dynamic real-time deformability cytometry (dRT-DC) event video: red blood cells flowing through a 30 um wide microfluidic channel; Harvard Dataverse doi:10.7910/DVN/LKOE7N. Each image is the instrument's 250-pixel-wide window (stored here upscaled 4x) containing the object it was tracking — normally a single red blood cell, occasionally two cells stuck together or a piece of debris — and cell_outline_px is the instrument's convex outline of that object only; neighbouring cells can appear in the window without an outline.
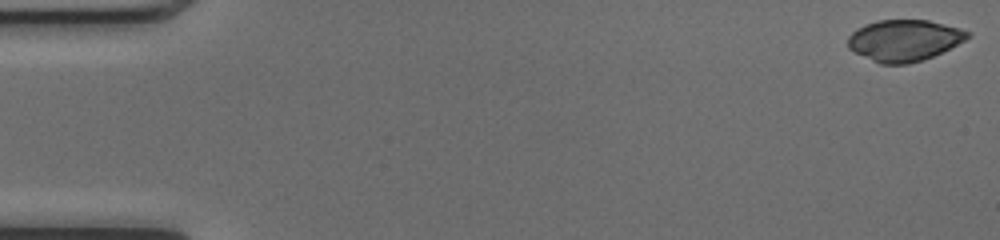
{"species": "common noctule bat (a hibernating species)", "species_latin": "Nyctalus noctula", "temperature_condition": "cold", "stored_images_in_passage": 50, "camera_frame_rate_fps": 3000, "um_per_image_px": 0.085, "animal": {"sex": "female", "body_mass_g": 17.0, "forearm_length_mm": 48.0}, "frame": {"image": 1, "passage_image": 1, "time_ms": 0.0, "image_size_px": [1000, 240], "cell_outline_px": [[972, 32], [964, 40], [932, 56], [908, 64], [880, 64], [848, 48], [848, 36], [856, 28], [864, 24], [876, 20], [928, 20], [960, 28]], "centroid_in_image_um": [76.82, 3.41], "position_along_channel_um": 8.2, "area_um2": 28.55}}
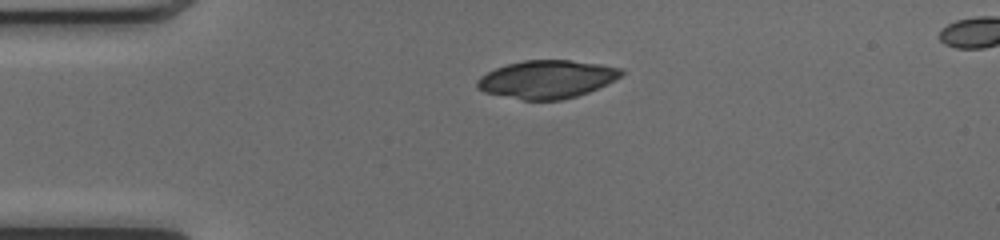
{"frame": {"image": 2, "passage_image": 12, "time_ms": 3.667, "image_size_px": [1000, 240], "cell_outline_px": [[624, 72], [620, 76], [588, 92], [576, 96], [560, 100], [524, 100], [484, 92], [476, 88], [476, 80], [480, 76], [496, 68], [508, 64], [524, 60], [568, 60], [600, 64], [624, 68]], "centroid_in_image_um": [46.46, 6.73], "position_along_channel_um": 38.5, "area_um2": 31.67}}
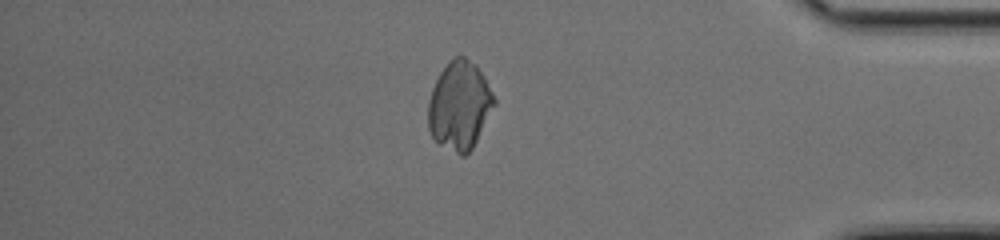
{"frame": {"image": 3, "passage_image": 43, "time_ms": 14.0, "image_size_px": [1000, 240], "cell_outline_px": [[496, 104], [472, 148], [464, 156], [460, 156], [440, 144], [432, 136], [428, 128], [428, 100], [432, 88], [440, 72], [448, 60], [456, 56], [464, 56], [476, 64], [484, 76], [496, 100]], "centroid_in_image_um": [39.06, 8.95], "position_along_channel_um": 396.1, "area_um2": 34.1}}